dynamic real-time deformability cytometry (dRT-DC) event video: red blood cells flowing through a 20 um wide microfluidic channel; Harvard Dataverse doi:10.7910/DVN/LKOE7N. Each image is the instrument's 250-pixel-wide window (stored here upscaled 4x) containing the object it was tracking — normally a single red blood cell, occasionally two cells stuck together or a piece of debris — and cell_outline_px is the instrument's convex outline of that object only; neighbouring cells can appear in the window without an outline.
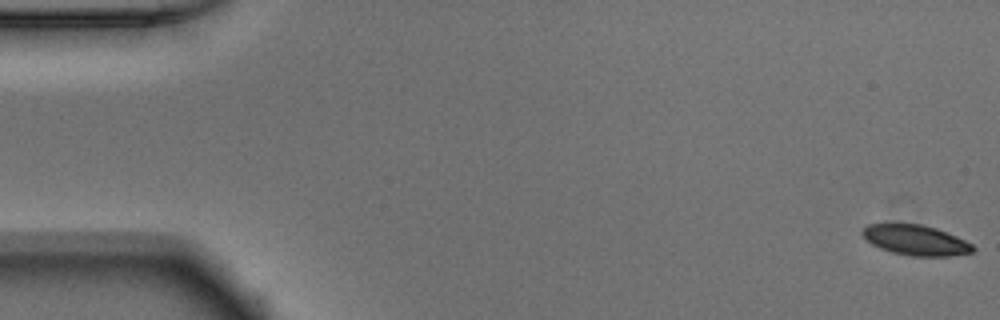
{"species": "Egyptian fruit bat (a non-hibernating species)", "species_latin": "Rousettus aegyptiacus", "temperature_condition": "warm", "stored_images_in_passage": 12, "camera_frame_rate_fps": 3000, "um_per_image_px": 0.085, "animal": {"sex": "male"}, "frame": {"image": 1, "passage_image": 1, "time_ms": 0.0, "image_size_px": [1000, 320], "cell_outline_px": [[976, 248], [972, 252], [948, 256], [912, 256], [892, 252], [880, 248], [872, 244], [860, 232], [868, 224], [920, 224], [936, 228], [956, 236], [972, 244]], "centroid_in_image_um": [77.84, 20.41], "position_along_channel_um": 7.2, "area_um2": 19.25}}